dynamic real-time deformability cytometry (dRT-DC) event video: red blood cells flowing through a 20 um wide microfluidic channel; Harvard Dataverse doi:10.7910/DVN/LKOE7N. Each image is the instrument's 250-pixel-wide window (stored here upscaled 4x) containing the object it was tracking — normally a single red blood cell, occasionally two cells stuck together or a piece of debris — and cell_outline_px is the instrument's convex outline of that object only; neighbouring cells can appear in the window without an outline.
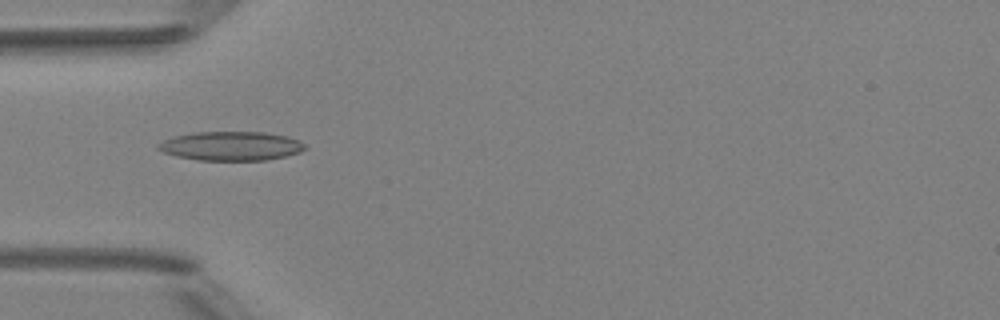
{"species": "Egyptian fruit bat (a non-hibernating species)", "species_latin": "Rousettus aegyptiacus", "temperature_condition": "room temperature", "stored_images_in_passage": 5, "camera_frame_rate_fps": 3000, "um_per_image_px": 0.085, "animal": {"sex": "female"}, "frame": {"image": 1, "passage_image": 4, "time_ms": 3.333, "image_size_px": [1000, 320], "cell_outline_px": [[308, 148], [300, 152], [284, 156], [264, 160], [200, 160], [176, 156], [164, 152], [156, 148], [156, 144], [164, 140], [176, 136], [192, 132], [264, 132], [288, 136], [300, 140]], "centroid_in_image_um": [19.65, 12.4], "position_along_channel_um": 65.3, "area_um2": 24.85}}
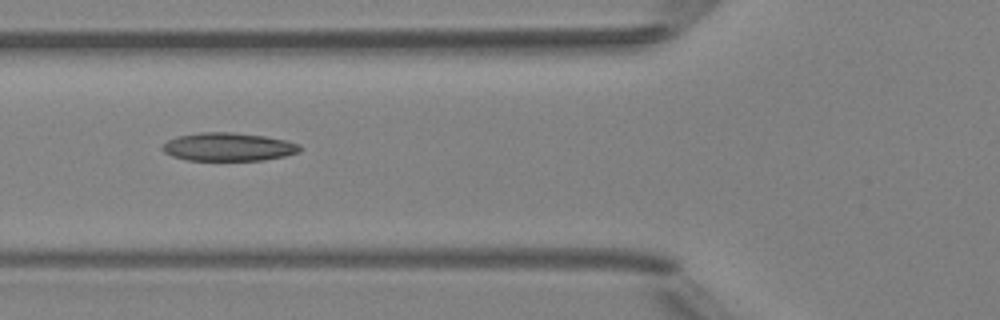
{"frame": {"image": 2, "passage_image": 5, "time_ms": 4.333, "image_size_px": [1000, 320], "cell_outline_px": [[300, 152], [284, 156], [264, 160], [188, 160], [172, 156], [164, 152], [160, 148], [168, 140], [176, 136], [200, 132], [232, 132], [264, 136], [288, 140], [300, 144]], "centroid_in_image_um": [19.41, 12.48], "position_along_channel_um": 106.4, "area_um2": 22.72}}